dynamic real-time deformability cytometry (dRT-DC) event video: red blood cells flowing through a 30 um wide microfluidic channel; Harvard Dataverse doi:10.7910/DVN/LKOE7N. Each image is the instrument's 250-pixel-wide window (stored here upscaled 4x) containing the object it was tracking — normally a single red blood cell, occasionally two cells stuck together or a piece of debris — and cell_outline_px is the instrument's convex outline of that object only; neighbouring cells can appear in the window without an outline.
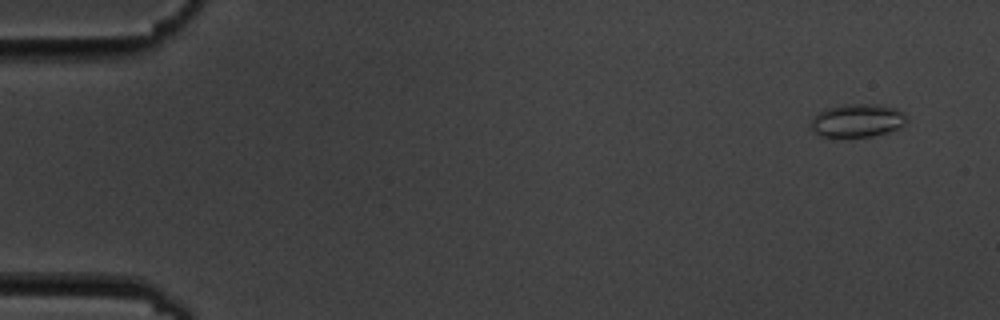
{"species": "common noctule bat (a hibernating species)", "species_latin": "Nyctalus noctula", "temperature_condition": "cold", "stored_images_in_passage": 6, "camera_frame_rate_fps": 3000, "um_per_image_px": 0.085, "animal": {"sex": "male", "body_mass_g": 19.5, "forearm_length_mm": 54.6}, "frame": {"image": 1, "passage_image": 2, "time_ms": 1.0, "image_size_px": [1000, 320], "cell_outline_px": [[908, 120], [900, 128], [888, 132], [872, 136], [820, 136], [808, 128], [808, 124], [812, 116], [828, 108], [848, 104], [876, 104], [896, 108], [904, 112], [908, 116]], "centroid_in_image_um": [72.87, 10.24], "position_along_channel_um": 12.1, "area_um2": 18.73}}
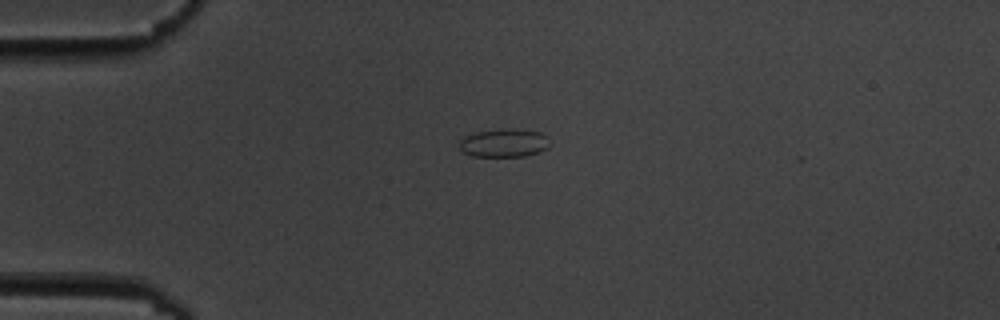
{"frame": {"image": 2, "passage_image": 5, "time_ms": 4.667, "image_size_px": [1000, 320], "cell_outline_px": [[548, 148], [540, 152], [524, 156], [472, 156], [464, 152], [460, 148], [460, 140], [464, 136], [476, 132], [500, 128], [512, 128], [540, 132], [548, 136]], "centroid_in_image_um": [42.86, 12.13], "position_along_channel_um": 42.1, "area_um2": 15.03}}